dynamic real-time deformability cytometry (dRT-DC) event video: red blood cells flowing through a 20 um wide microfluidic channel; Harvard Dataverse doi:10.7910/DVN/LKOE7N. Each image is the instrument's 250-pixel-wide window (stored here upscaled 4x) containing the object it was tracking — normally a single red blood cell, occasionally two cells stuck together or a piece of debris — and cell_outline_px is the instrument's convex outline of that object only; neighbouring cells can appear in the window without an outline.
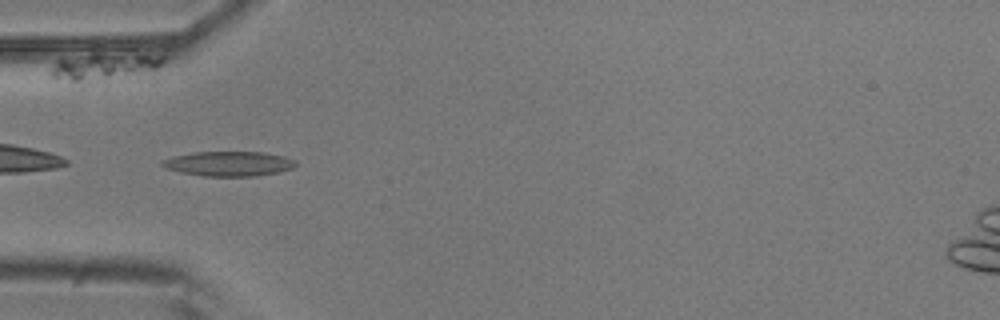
{"species": "common noctule bat (a hibernating species)", "species_latin": "Nyctalus noctula", "temperature_condition": "room temperature", "stored_images_in_passage": 13, "camera_frame_rate_fps": 3000, "um_per_image_px": 0.085, "animal": {"sex": "male", "body_mass_g": 20.5, "forearm_length_mm": 52.5}, "frame": {"image": 1, "passage_image": 1, "time_ms": 0.0, "image_size_px": [1000, 320], "cell_outline_px": [[296, 164], [292, 168], [280, 172], [256, 176], [204, 176], [180, 172], [164, 168], [160, 164], [160, 160], [172, 156], [192, 152], [264, 152], [284, 156], [296, 160]], "centroid_in_image_um": [19.41, 13.91], "position_along_channel_um": 65.6, "area_um2": 19.48}}
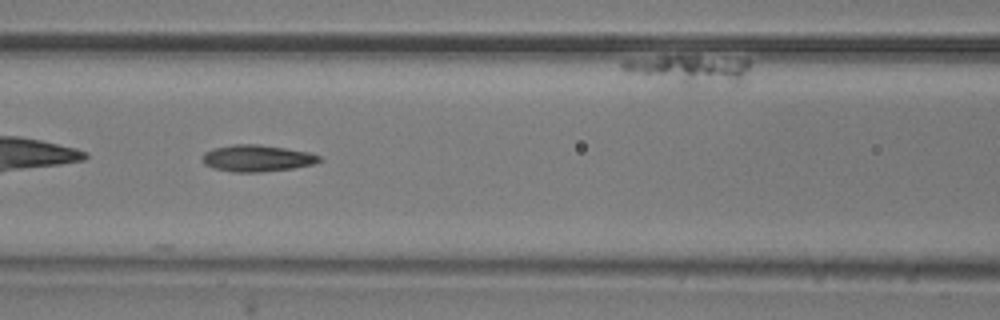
{"frame": {"image": 2, "passage_image": 7, "time_ms": 2.0, "image_size_px": [1000, 320], "cell_outline_px": [[324, 160], [312, 164], [292, 168], [260, 172], [232, 172], [212, 168], [204, 164], [204, 152], [216, 148], [232, 144], [256, 144], [284, 148], [308, 152], [320, 156]], "centroid_in_image_um": [21.85, 13.45], "position_along_channel_um": 144.7, "area_um2": 17.98}}
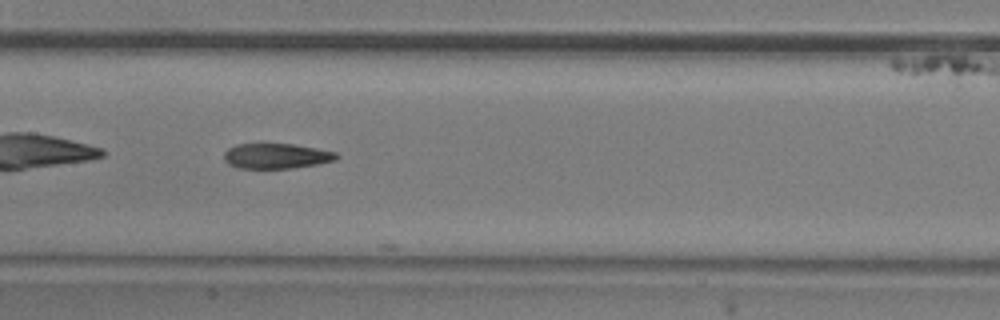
{"frame": {"image": 3, "passage_image": 10, "time_ms": 3.0, "image_size_px": [1000, 320], "cell_outline_px": [[340, 156], [336, 160], [320, 164], [292, 168], [240, 168], [228, 164], [224, 160], [224, 152], [228, 148], [236, 144], [292, 144], [316, 148], [336, 152]], "centroid_in_image_um": [23.51, 13.26], "position_along_channel_um": 183.9, "area_um2": 16.59}}